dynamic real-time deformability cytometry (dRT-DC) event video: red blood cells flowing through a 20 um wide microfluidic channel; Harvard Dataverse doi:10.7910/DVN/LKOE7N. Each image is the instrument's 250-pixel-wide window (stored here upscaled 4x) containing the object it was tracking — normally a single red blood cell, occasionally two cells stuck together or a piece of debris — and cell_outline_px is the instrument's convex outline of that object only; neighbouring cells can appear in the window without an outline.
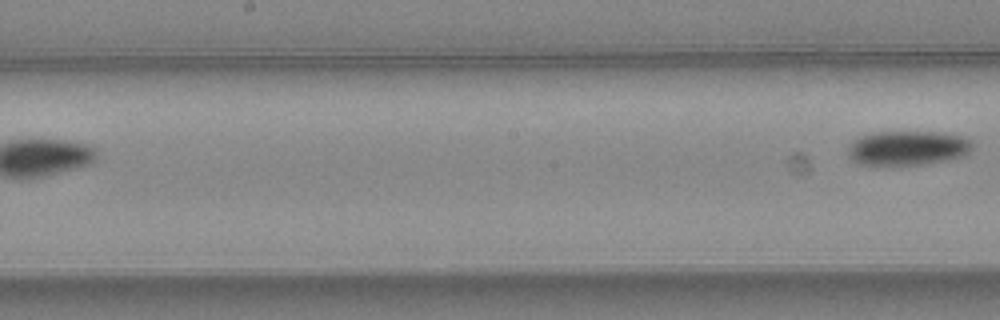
{"species": "common noctule bat (a hibernating species)", "species_latin": "Nyctalus noctula", "temperature_condition": "warm", "stored_images_in_passage": 8, "segment_of_instrument_passage": [2, 2], "camera_frame_rate_fps": 3000, "um_per_image_px": 0.085, "animal": {"sex": "female", "body_mass_g": 24.6, "forearm_length_mm": 56.2}, "frame": {"image": 1, "passage_image": 8, "time_ms": 2.333, "image_size_px": [1000, 320], "cell_outline_px": [[972, 148], [968, 152], [960, 156], [944, 160], [920, 164], [860, 164], [852, 160], [848, 156], [848, 148], [852, 140], [860, 136], [876, 132], [936, 132], [960, 136], [968, 140], [972, 144]], "centroid_in_image_um": [77.08, 12.57], "position_along_channel_um": 171.1, "area_um2": 24.45}}